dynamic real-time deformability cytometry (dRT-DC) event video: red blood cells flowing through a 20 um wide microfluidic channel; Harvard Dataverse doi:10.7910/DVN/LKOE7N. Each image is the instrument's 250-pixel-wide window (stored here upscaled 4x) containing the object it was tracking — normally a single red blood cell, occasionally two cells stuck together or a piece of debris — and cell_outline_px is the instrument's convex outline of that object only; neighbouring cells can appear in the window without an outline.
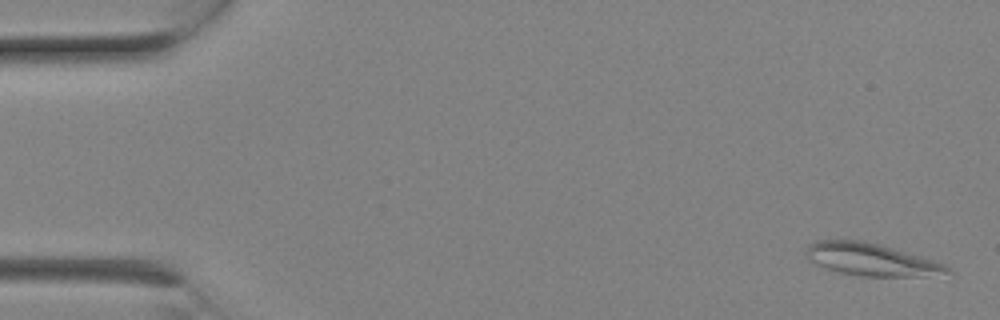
{"species": "Egyptian fruit bat (a non-hibernating species)", "species_latin": "Rousettus aegyptiacus", "temperature_condition": "room temperature", "stored_images_in_passage": 9, "camera_frame_rate_fps": 3000, "um_per_image_px": 0.085, "animal": {"sex": "female"}, "frame": {"image": 1, "passage_image": 1, "time_ms": 0.0, "image_size_px": [1000, 320], "cell_outline_px": [[952, 272], [924, 276], [860, 276], [840, 272], [816, 264], [804, 252], [808, 244], [816, 240], [864, 240], [880, 244], [920, 256], [944, 264], [952, 268]], "centroid_in_image_um": [74.04, 22.04], "position_along_channel_um": 11.0, "area_um2": 26.41}}
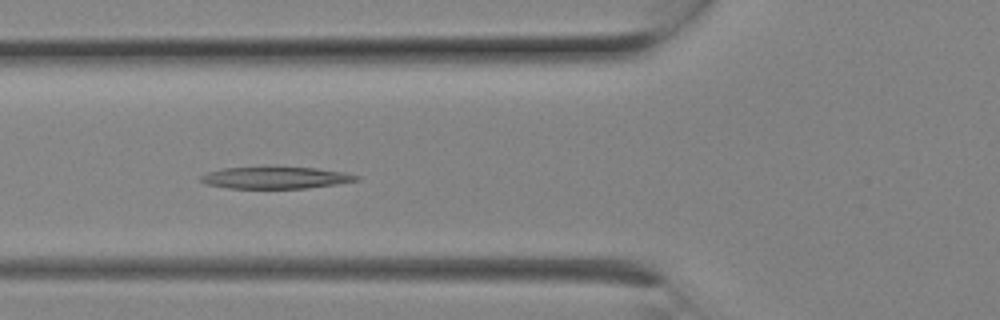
{"frame": {"image": 2, "passage_image": 8, "time_ms": 2.333, "image_size_px": [1000, 320], "cell_outline_px": [[360, 180], [336, 184], [304, 188], [228, 188], [208, 184], [200, 180], [200, 176], [208, 172], [224, 168], [264, 164], [272, 164], [316, 168], [348, 172], [360, 176]], "centroid_in_image_um": [23.45, 15.05], "position_along_channel_um": 102.4, "area_um2": 20.87}}
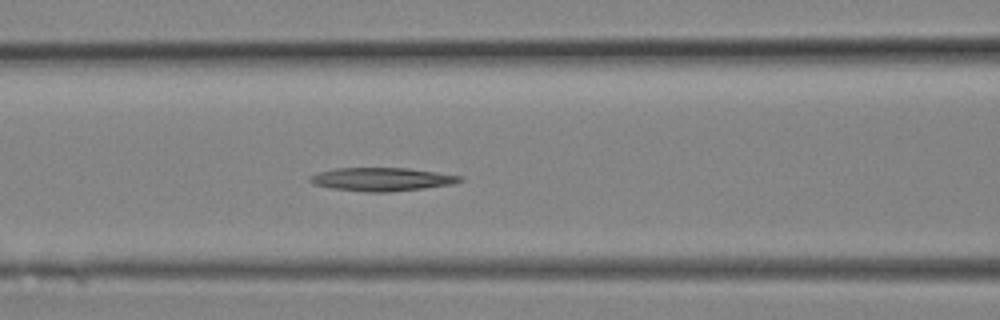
{"frame": {"image": 3, "passage_image": 9, "time_ms": 2.667, "image_size_px": [1000, 320], "cell_outline_px": [[464, 180], [452, 184], [424, 188], [388, 192], [368, 192], [332, 188], [312, 184], [308, 180], [312, 176], [320, 172], [336, 168], [408, 168], [464, 176]], "centroid_in_image_um": [32.49, 15.24], "position_along_channel_um": 134.1, "area_um2": 20.29}}